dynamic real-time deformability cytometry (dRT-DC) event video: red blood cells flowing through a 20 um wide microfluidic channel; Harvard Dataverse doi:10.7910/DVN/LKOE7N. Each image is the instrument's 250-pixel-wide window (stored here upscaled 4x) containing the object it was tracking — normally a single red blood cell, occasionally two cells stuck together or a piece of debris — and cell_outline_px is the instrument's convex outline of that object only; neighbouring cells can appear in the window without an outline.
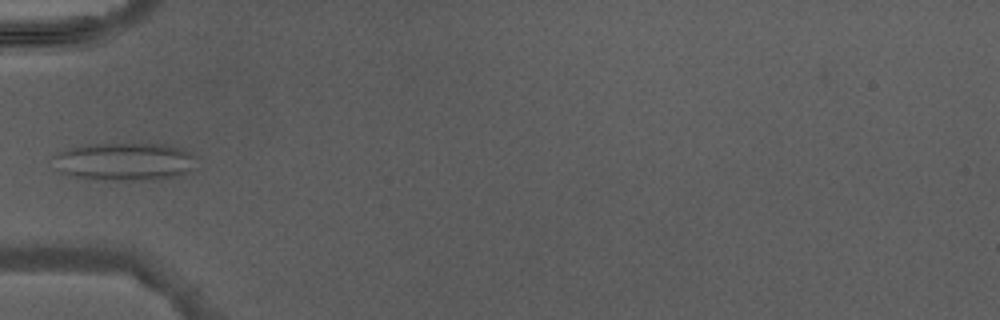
{"species": "Egyptian fruit bat (a non-hibernating species)", "species_latin": "Rousettus aegyptiacus", "temperature_condition": "warm", "stored_images_in_passage": 3, "camera_frame_rate_fps": 3000, "um_per_image_px": 0.085, "animal": {"sex": "male"}, "frame": {"image": 1, "passage_image": 2, "time_ms": 1.333, "image_size_px": [1000, 320], "cell_outline_px": [[196, 172], [184, 176], [152, 180], [100, 180], [76, 176], [60, 172], [52, 156], [68, 148], [84, 144], [164, 144], [180, 148], [196, 156]], "centroid_in_image_um": [10.7, 13.75], "position_along_channel_um": 74.3, "area_um2": 32.19}}